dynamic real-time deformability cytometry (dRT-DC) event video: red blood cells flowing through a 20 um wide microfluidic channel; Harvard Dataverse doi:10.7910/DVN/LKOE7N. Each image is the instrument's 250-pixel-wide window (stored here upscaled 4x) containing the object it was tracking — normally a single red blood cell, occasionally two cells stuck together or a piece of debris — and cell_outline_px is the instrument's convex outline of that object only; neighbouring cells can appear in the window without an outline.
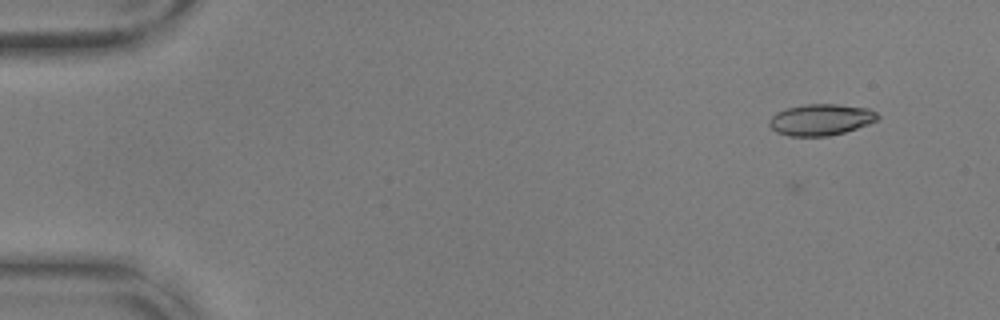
{"species": "common noctule bat (a hibernating species)", "species_latin": "Nyctalus noctula", "temperature_condition": "warm", "stored_images_in_passage": 4, "camera_frame_rate_fps": 3000, "um_per_image_px": 0.085, "animal": {"sex": "male", "body_mass_g": 17.9, "forearm_length_mm": 54.2}, "frame": {"image": 1, "passage_image": 4, "time_ms": 1.0, "image_size_px": [1000, 320], "cell_outline_px": [[880, 116], [876, 120], [868, 124], [844, 132], [828, 136], [788, 136], [776, 132], [768, 124], [768, 120], [776, 112], [788, 108], [804, 104], [840, 104], [868, 108], [876, 112]], "centroid_in_image_um": [69.75, 10.17], "position_along_channel_um": 15.2, "area_um2": 19.83}}